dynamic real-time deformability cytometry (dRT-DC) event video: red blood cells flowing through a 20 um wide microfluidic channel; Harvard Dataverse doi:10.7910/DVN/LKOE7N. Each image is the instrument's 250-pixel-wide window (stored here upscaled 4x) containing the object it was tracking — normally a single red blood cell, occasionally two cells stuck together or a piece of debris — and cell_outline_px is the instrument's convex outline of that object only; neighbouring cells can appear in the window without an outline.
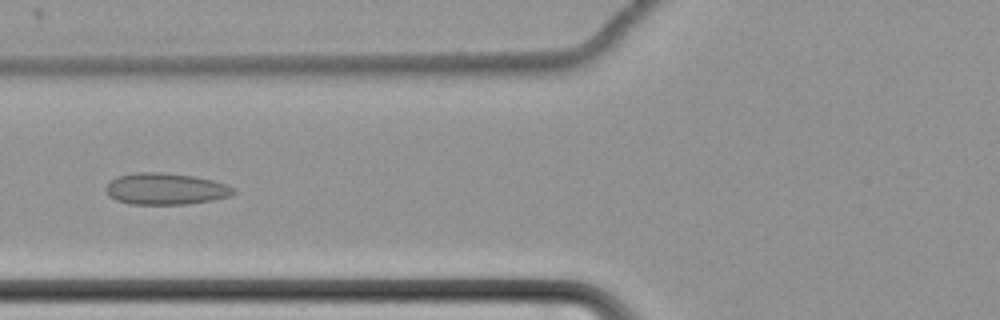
{"species": "common noctule bat (a hibernating species)", "species_latin": "Nyctalus noctula", "temperature_condition": "cold", "stored_images_in_passage": 64, "camera_frame_rate_fps": 3000, "um_per_image_px": 0.085, "animal": {"sex": "female", "body_mass_g": 22.7, "forearm_length_mm": 54.2}, "frame": {"image": 1, "passage_image": 29, "time_ms": 9.333, "image_size_px": [1000, 320], "cell_outline_px": [[236, 192], [228, 196], [212, 200], [188, 204], [128, 204], [116, 200], [108, 196], [104, 188], [116, 176], [136, 172], [160, 172], [192, 176], [212, 180], [236, 188]], "centroid_in_image_um": [14.04, 16.06], "position_along_channel_um": 111.8, "area_um2": 23.47}}
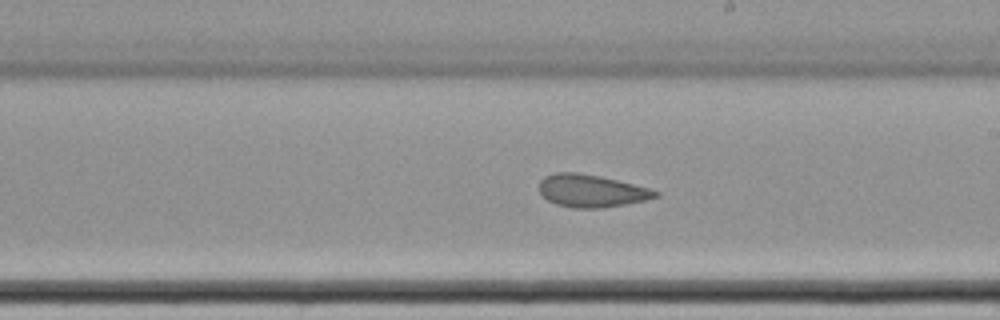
{"frame": {"image": 2, "passage_image": 40, "time_ms": 13.0, "image_size_px": [1000, 320], "cell_outline_px": [[660, 196], [644, 200], [624, 204], [600, 208], [572, 208], [556, 204], [548, 200], [540, 192], [540, 180], [544, 176], [556, 172], [576, 172], [600, 176], [648, 188], [660, 192]], "centroid_in_image_um": [50.24, 16.22], "position_along_channel_um": 238.8, "area_um2": 21.85}}
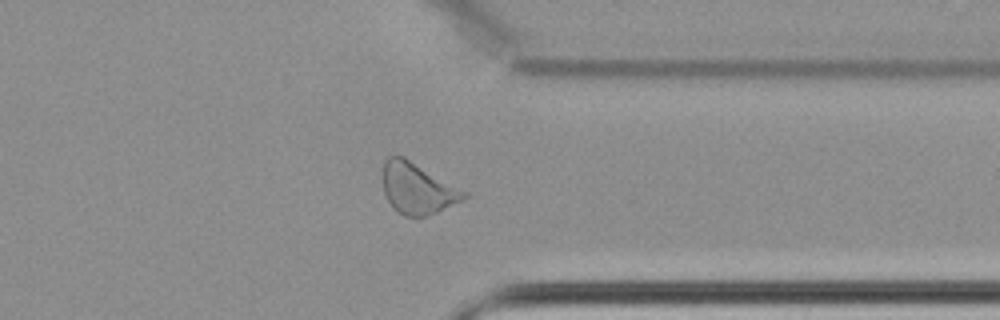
{"frame": {"image": 3, "passage_image": 52, "time_ms": 17.0, "image_size_px": [1000, 320], "cell_outline_px": [[468, 196], [436, 212], [424, 216], [404, 216], [396, 212], [392, 208], [384, 192], [380, 176], [384, 160], [388, 156], [404, 156], [468, 192]], "centroid_in_image_um": [35.41, 15.98], "position_along_channel_um": 376.0, "area_um2": 24.33}, "authors_computed_cell_mechanics": {"area_um2": 24.9118, "velocity_mm_per_s": 3.4642, "shape_relaxation_time_tau1_ms": null, "shape_relaxation_time_tau2_ms": 4.0806, "deformation_change_tau1": null, "deformation_change_tau2": 0.0984}}